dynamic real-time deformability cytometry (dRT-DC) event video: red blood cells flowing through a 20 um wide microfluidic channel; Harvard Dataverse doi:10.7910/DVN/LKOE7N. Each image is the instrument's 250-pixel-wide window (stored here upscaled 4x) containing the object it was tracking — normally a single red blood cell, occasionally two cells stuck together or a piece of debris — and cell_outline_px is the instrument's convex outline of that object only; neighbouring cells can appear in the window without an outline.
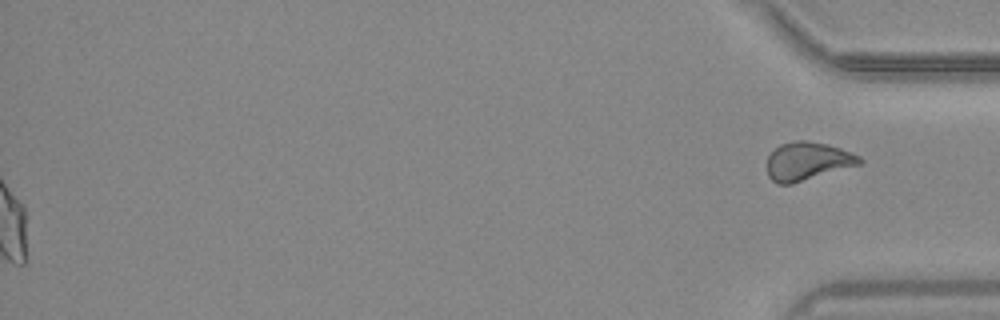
{"species": "common noctule bat (a hibernating species)", "species_latin": "Nyctalus noctula", "temperature_condition": "warm", "stored_images_in_passage": 56, "segment_of_instrument_passage": [2, 2], "camera_frame_rate_fps": 3000, "um_per_image_px": 0.085, "animal": {"sex": "male", "body_mass_g": 20.4}, "frame": {"image": 1, "passage_image": 56, "time_ms": 18.333, "image_size_px": [1000, 320], "cell_outline_px": [[864, 160], [860, 164], [792, 184], [776, 184], [768, 176], [768, 156], [780, 144], [796, 140], [808, 140], [828, 144], [840, 148], [860, 156]], "centroid_in_image_um": [68.64, 13.7], "position_along_channel_um": 366.6, "area_um2": 20.58}}